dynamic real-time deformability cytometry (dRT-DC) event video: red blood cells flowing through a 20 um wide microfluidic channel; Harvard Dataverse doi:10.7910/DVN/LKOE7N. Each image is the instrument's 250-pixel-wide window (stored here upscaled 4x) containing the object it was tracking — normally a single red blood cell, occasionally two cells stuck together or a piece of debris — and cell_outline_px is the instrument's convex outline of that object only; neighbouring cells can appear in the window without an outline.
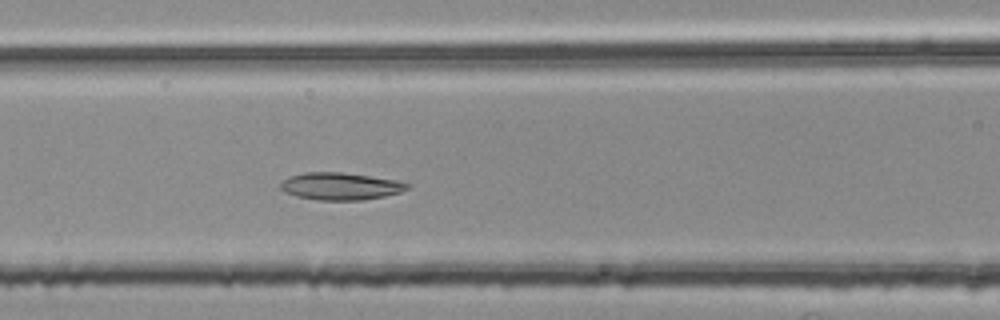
{"species": "common noctule bat (a hibernating species)", "species_latin": "Nyctalus noctula", "temperature_condition": "room temperature", "stored_images_in_passage": 41, "camera_frame_rate_fps": 3000, "um_per_image_px": 0.085, "animal": {"sex": "female", "body_mass_g": 25.1}, "frame": {"image": 1, "passage_image": 12, "time_ms": 3.667, "image_size_px": [1000, 320], "cell_outline_px": [[412, 184], [408, 188], [400, 192], [384, 196], [360, 200], [320, 200], [296, 196], [284, 192], [280, 188], [280, 184], [288, 176], [304, 172], [340, 172], [396, 180]], "centroid_in_image_um": [28.91, 15.82], "position_along_channel_um": 137.7, "area_um2": 20.06}}
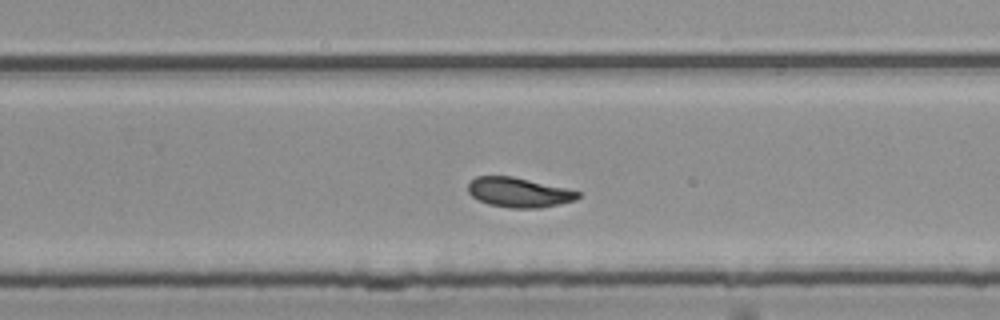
{"frame": {"image": 2, "passage_image": 24, "time_ms": 7.667, "image_size_px": [1000, 320], "cell_outline_px": [[580, 196], [576, 200], [560, 204], [536, 208], [512, 208], [488, 204], [472, 196], [468, 192], [468, 184], [476, 176], [512, 176], [568, 188], [580, 192]], "centroid_in_image_um": [44.12, 16.35], "position_along_channel_um": 285.7, "area_um2": 19.02}}
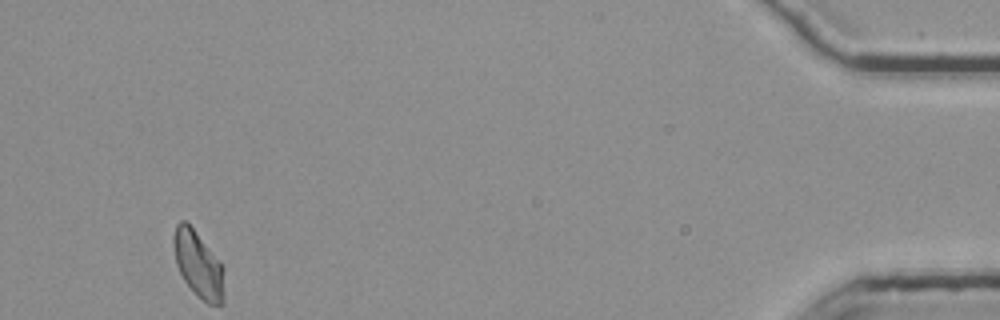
{"frame": {"image": 3, "passage_image": 41, "time_ms": 13.333, "image_size_px": [1000, 320], "cell_outline_px": [[224, 304], [208, 304], [184, 280], [176, 264], [172, 240], [176, 224], [180, 220], [184, 220], [192, 228], [224, 268]], "centroid_in_image_um": [16.85, 22.48], "position_along_channel_um": 418.3, "area_um2": 19.02}, "authors_computed_cell_mechanics": {"area_um2": 19.4208, "velocity_mm_per_s": 3.7162, "shape_relaxation_time_tau1_ms": 10.6853, "shape_relaxation_time_tau2_ms": 3.3789, "deformation_change_tau1": 0.2106, "deformation_change_tau2": 0.0878}}